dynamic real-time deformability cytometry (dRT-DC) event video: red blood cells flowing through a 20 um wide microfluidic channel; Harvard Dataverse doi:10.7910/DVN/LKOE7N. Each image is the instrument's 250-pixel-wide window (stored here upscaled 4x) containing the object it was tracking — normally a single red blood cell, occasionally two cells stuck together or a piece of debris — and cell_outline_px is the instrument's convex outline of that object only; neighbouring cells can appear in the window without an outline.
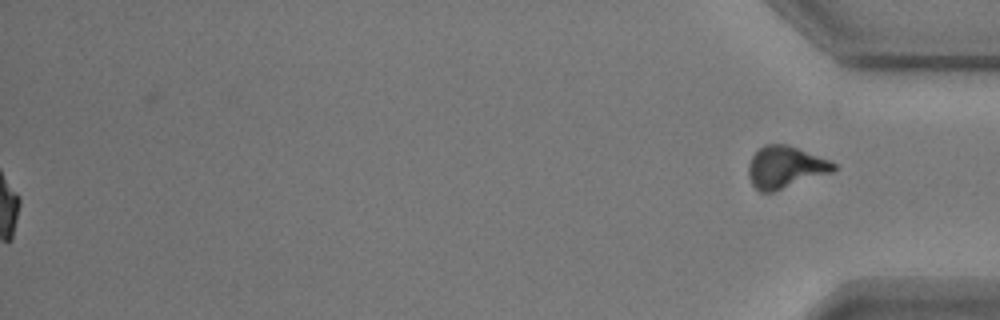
{"species": "common noctule bat (a hibernating species)", "species_latin": "Nyctalus noctula", "temperature_condition": "warm", "stored_images_in_passage": 57, "segment_of_instrument_passage": [2, 2], "camera_frame_rate_fps": 3000, "um_per_image_px": 0.085, "animal": {"sex": "male", "body_mass_g": 17.9}, "frame": {"image": 1, "passage_image": 57, "time_ms": 18.667, "image_size_px": [1000, 320], "cell_outline_px": [[840, 168], [832, 172], [772, 192], [760, 192], [752, 184], [748, 172], [748, 164], [752, 156], [764, 144], [788, 144], [832, 160]], "centroid_in_image_um": [66.79, 14.19], "position_along_channel_um": 368.4, "area_um2": 20.98}}